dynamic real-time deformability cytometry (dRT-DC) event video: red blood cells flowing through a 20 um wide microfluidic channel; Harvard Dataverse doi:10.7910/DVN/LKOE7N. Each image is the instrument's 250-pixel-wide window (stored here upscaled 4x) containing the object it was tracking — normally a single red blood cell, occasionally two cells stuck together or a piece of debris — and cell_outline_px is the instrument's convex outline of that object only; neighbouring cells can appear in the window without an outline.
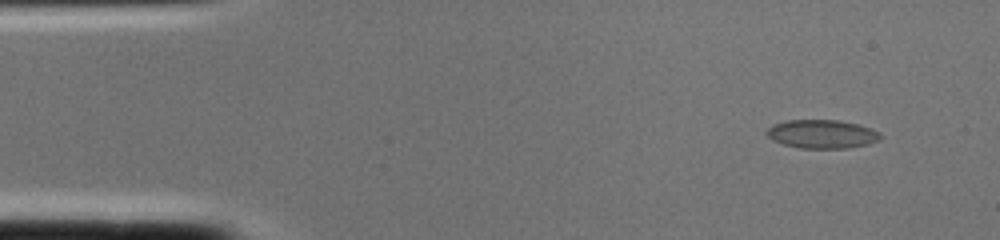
{"species": "common noctule bat (a hibernating species)", "species_latin": "Nyctalus noctula", "temperature_condition": "cold", "stored_images_in_passage": 1, "camera_frame_rate_fps": 3000, "um_per_image_px": 0.085, "animal": {"sex": "female", "body_mass_g": 22.0, "forearm_length_mm": 56.7}, "frame": {"image": 1, "passage_image": 1, "time_ms": 0.0, "image_size_px": [1000, 240], "cell_outline_px": [[884, 136], [880, 140], [868, 144], [848, 148], [800, 148], [784, 144], [772, 140], [764, 132], [772, 124], [788, 120], [836, 120], [856, 124], [880, 132]], "centroid_in_image_um": [69.86, 11.4], "position_along_channel_um": 15.1, "area_um2": 18.96}}